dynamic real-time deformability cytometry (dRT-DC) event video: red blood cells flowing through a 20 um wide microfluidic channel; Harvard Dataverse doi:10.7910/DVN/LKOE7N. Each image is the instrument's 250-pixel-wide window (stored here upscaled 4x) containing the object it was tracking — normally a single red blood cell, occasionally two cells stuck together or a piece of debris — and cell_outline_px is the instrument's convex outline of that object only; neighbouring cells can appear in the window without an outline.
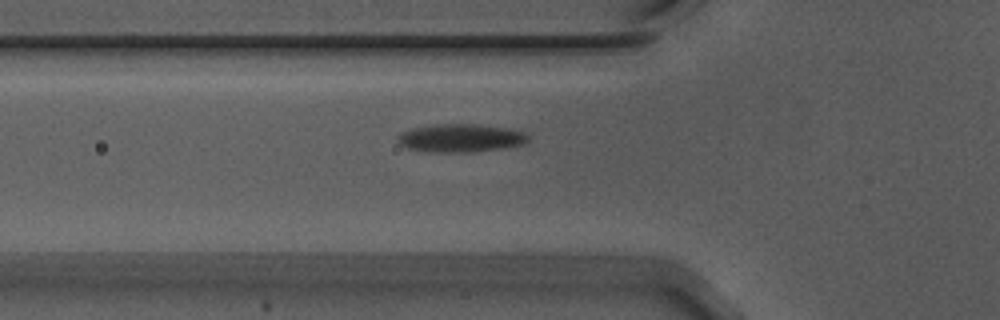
{"species": "Egyptian fruit bat (a non-hibernating species)", "species_latin": "Rousettus aegyptiacus", "temperature_condition": "warm", "stored_images_in_passage": 41, "segment_of_instrument_passage": [1, 2], "camera_frame_rate_fps": 3000, "um_per_image_px": 0.085, "animal": {"sex": "male"}, "frame": {"image": 1, "passage_image": 3, "time_ms": 0.667, "image_size_px": [1000, 320], "cell_outline_px": [[528, 140], [524, 144], [500, 148], [472, 152], [424, 152], [408, 148], [400, 144], [396, 140], [396, 136], [400, 132], [412, 128], [440, 124], [472, 124], [508, 128], [524, 132], [528, 136]], "centroid_in_image_um": [39.1, 11.74], "position_along_channel_um": 86.7, "area_um2": 21.39}}
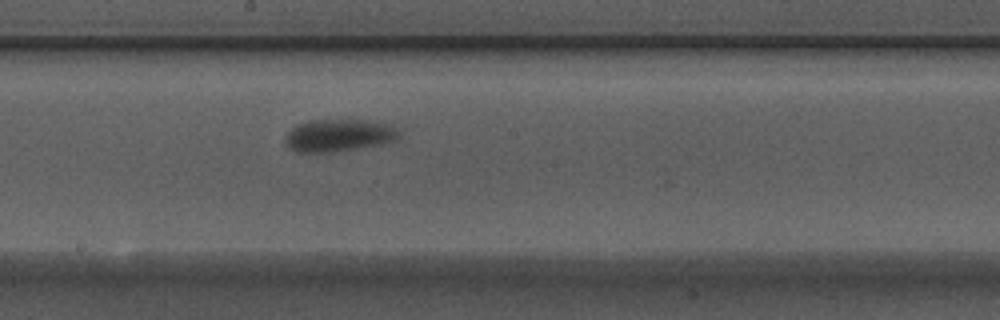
{"frame": {"image": 2, "passage_image": 14, "time_ms": 4.333, "image_size_px": [1000, 320], "cell_outline_px": [[400, 128], [396, 140], [376, 144], [332, 152], [296, 152], [288, 148], [284, 140], [284, 136], [292, 128], [300, 124], [312, 120], [368, 120], [388, 124]], "centroid_in_image_um": [28.76, 11.5], "position_along_channel_um": 219.4, "area_um2": 21.21}}
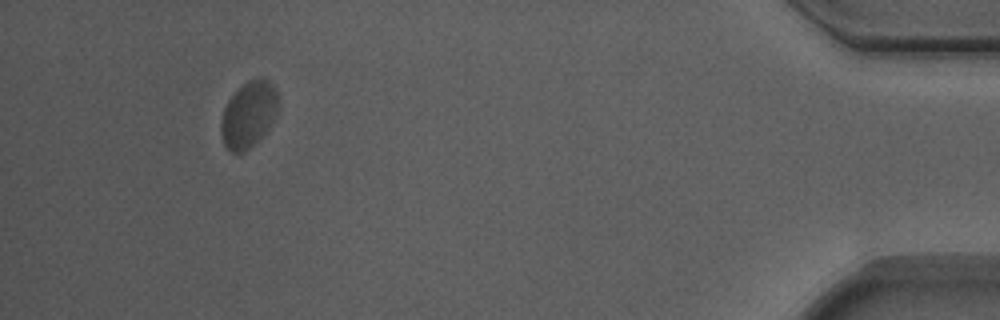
{"frame": {"image": 3, "passage_image": 36, "time_ms": 11.667, "image_size_px": [1000, 320], "cell_outline_px": [[276, 112], [268, 128], [248, 148], [240, 152], [232, 152], [224, 144], [220, 132], [220, 124], [224, 108], [228, 100], [248, 80], [264, 76], [272, 84], [276, 92]], "centroid_in_image_um": [21.09, 9.7], "position_along_channel_um": 414.1, "area_um2": 21.33}}